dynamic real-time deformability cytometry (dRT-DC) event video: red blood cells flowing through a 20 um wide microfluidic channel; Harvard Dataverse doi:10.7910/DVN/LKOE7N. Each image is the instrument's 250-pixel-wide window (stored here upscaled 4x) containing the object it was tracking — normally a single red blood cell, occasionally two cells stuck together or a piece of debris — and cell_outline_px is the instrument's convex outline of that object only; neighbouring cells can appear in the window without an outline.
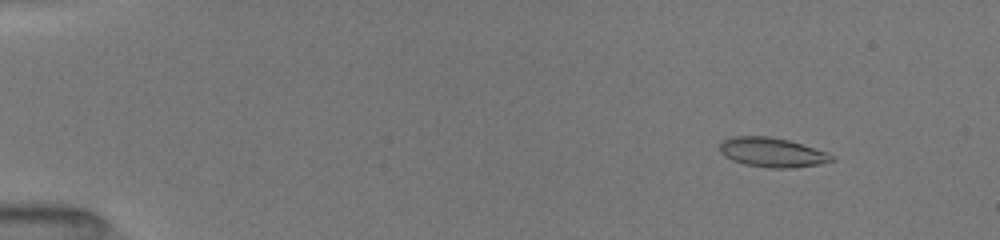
{"species": "common noctule bat (a hibernating species)", "species_latin": "Nyctalus noctula", "temperature_condition": "room temperature", "stored_images_in_passage": 84, "camera_frame_rate_fps": 3000, "um_per_image_px": 0.085, "animal": {"sex": "female", "body_mass_g": 19.5, "forearm_length_mm": 54.1}, "frame": {"image": 1, "passage_image": 13, "time_ms": 1.667, "image_size_px": [1000, 240], "cell_outline_px": [[836, 160], [816, 164], [792, 168], [768, 168], [744, 164], [732, 160], [724, 156], [720, 152], [720, 144], [724, 140], [732, 136], [768, 136], [788, 140], [828, 152]], "centroid_in_image_um": [65.61, 12.95], "position_along_channel_um": 19.4, "area_um2": 19.13}}
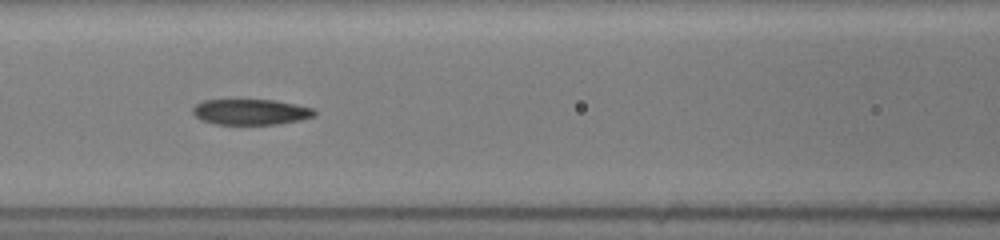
{"frame": {"image": 2, "passage_image": 43, "time_ms": 7.667, "image_size_px": [1000, 240], "cell_outline_px": [[316, 116], [300, 120], [276, 124], [216, 124], [200, 120], [192, 112], [192, 108], [196, 104], [204, 100], [240, 96], [276, 100], [316, 108]], "centroid_in_image_um": [21.3, 9.45], "position_along_channel_um": 145.3, "area_um2": 19.36}}
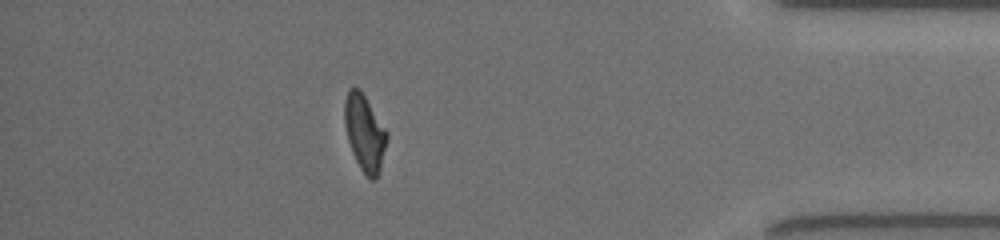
{"frame": {"image": 3, "passage_image": 76, "time_ms": 15.0, "image_size_px": [1000, 240], "cell_outline_px": [[388, 136], [380, 172], [376, 180], [368, 180], [360, 168], [352, 152], [348, 140], [344, 124], [344, 100], [348, 88], [360, 88], [388, 132]], "centroid_in_image_um": [31.0, 11.31], "position_along_channel_um": 404.2, "area_um2": 19.13}, "authors_computed_cell_mechanics": {"area_um2": 19.074, "velocity_mm_per_s": 4.0205, "shape_relaxation_time_tau1_ms": 10.4549, "shape_relaxation_time_tau2_ms": 2.4097, "deformation_change_tau1": 0.248, "deformation_change_tau2": 0.0843}}